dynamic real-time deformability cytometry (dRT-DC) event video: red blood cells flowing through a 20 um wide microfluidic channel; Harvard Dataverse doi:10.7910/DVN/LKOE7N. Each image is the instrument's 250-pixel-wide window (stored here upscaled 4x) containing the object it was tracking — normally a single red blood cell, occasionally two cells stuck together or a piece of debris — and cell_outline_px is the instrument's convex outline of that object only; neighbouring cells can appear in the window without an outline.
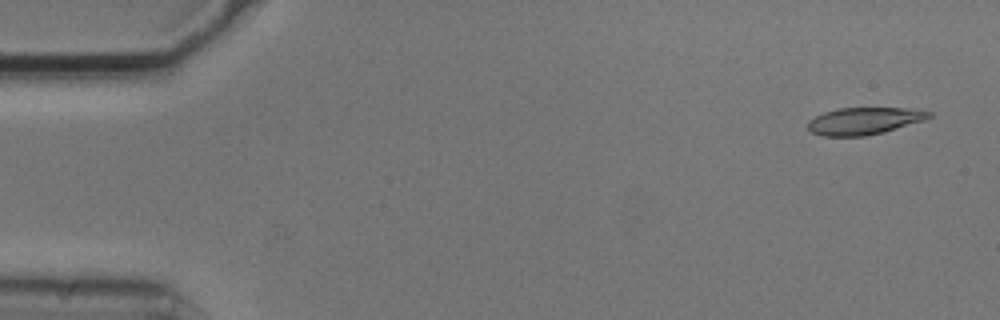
{"species": "common noctule bat (a hibernating species)", "species_latin": "Nyctalus noctula", "temperature_condition": "cold", "stored_images_in_passage": 7, "camera_frame_rate_fps": 3000, "um_per_image_px": 0.085, "animal": {"sex": "male", "body_mass_g": 20.5, "forearm_length_mm": 52.5}, "frame": {"image": 1, "passage_image": 1, "time_ms": 0.0, "image_size_px": [1000, 320], "cell_outline_px": [[932, 116], [924, 120], [884, 132], [864, 136], [824, 136], [812, 132], [808, 128], [808, 120], [824, 112], [840, 108], [904, 108], [932, 112]], "centroid_in_image_um": [73.44, 10.28], "position_along_channel_um": 11.6, "area_um2": 18.96}}
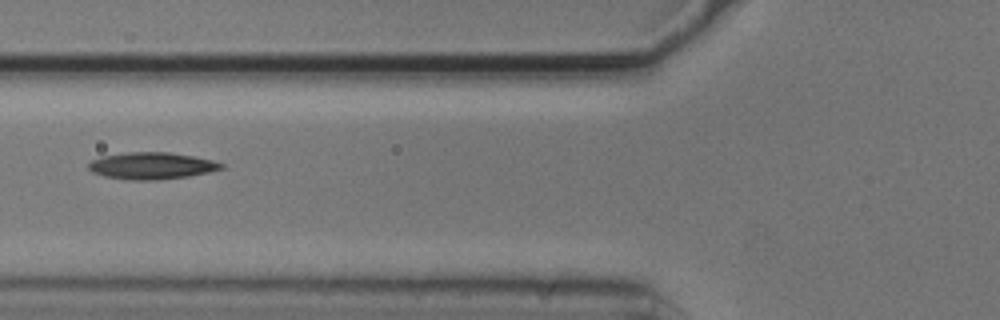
{"frame": {"image": 2, "passage_image": 6, "time_ms": 1.667, "image_size_px": [1000, 320], "cell_outline_px": [[224, 168], [208, 172], [188, 176], [160, 180], [128, 180], [104, 176], [92, 172], [88, 168], [88, 164], [92, 160], [100, 156], [128, 152], [168, 152], [192, 156], [212, 160], [224, 164]], "centroid_in_image_um": [12.86, 14.09], "position_along_channel_um": 112.9, "area_um2": 20.81}}
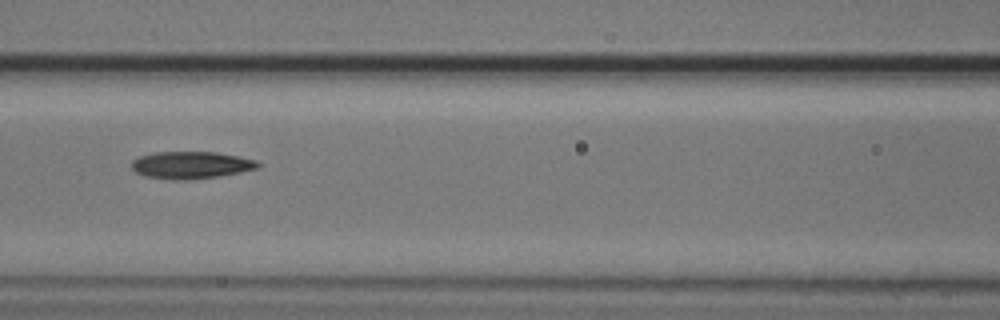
{"frame": {"image": 3, "passage_image": 7, "time_ms": 2.0, "image_size_px": [1000, 320], "cell_outline_px": [[260, 168], [220, 176], [188, 180], [172, 180], [144, 176], [136, 172], [132, 168], [132, 160], [140, 156], [156, 152], [216, 152], [256, 160], [260, 164]], "centroid_in_image_um": [16.24, 14.04], "position_along_channel_um": 150.4, "area_um2": 20.06}}